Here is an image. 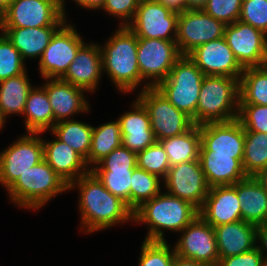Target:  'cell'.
Segmentation results:
<instances>
[{"label":"cell","instance_id":"obj_10","mask_svg":"<svg viewBox=\"0 0 267 266\" xmlns=\"http://www.w3.org/2000/svg\"><path fill=\"white\" fill-rule=\"evenodd\" d=\"M74 24L67 21L54 33L38 62V71L43 80L62 78L85 43Z\"/></svg>","mask_w":267,"mask_h":266},{"label":"cell","instance_id":"obj_22","mask_svg":"<svg viewBox=\"0 0 267 266\" xmlns=\"http://www.w3.org/2000/svg\"><path fill=\"white\" fill-rule=\"evenodd\" d=\"M199 215L212 227L242 220L236 189L232 185L210 187Z\"/></svg>","mask_w":267,"mask_h":266},{"label":"cell","instance_id":"obj_45","mask_svg":"<svg viewBox=\"0 0 267 266\" xmlns=\"http://www.w3.org/2000/svg\"><path fill=\"white\" fill-rule=\"evenodd\" d=\"M216 266H267L264 256L255 247L249 252L218 260Z\"/></svg>","mask_w":267,"mask_h":266},{"label":"cell","instance_id":"obj_44","mask_svg":"<svg viewBox=\"0 0 267 266\" xmlns=\"http://www.w3.org/2000/svg\"><path fill=\"white\" fill-rule=\"evenodd\" d=\"M140 0H106L102 10L119 18V26H128L136 14Z\"/></svg>","mask_w":267,"mask_h":266},{"label":"cell","instance_id":"obj_23","mask_svg":"<svg viewBox=\"0 0 267 266\" xmlns=\"http://www.w3.org/2000/svg\"><path fill=\"white\" fill-rule=\"evenodd\" d=\"M53 138L50 141L42 138L44 160L69 185L88 173L90 168L78 152L55 135Z\"/></svg>","mask_w":267,"mask_h":266},{"label":"cell","instance_id":"obj_8","mask_svg":"<svg viewBox=\"0 0 267 266\" xmlns=\"http://www.w3.org/2000/svg\"><path fill=\"white\" fill-rule=\"evenodd\" d=\"M41 133L27 132L0 152V185L8 190L28 168L43 157Z\"/></svg>","mask_w":267,"mask_h":266},{"label":"cell","instance_id":"obj_49","mask_svg":"<svg viewBox=\"0 0 267 266\" xmlns=\"http://www.w3.org/2000/svg\"><path fill=\"white\" fill-rule=\"evenodd\" d=\"M173 266H210V265L191 259H185L175 255Z\"/></svg>","mask_w":267,"mask_h":266},{"label":"cell","instance_id":"obj_13","mask_svg":"<svg viewBox=\"0 0 267 266\" xmlns=\"http://www.w3.org/2000/svg\"><path fill=\"white\" fill-rule=\"evenodd\" d=\"M179 14L156 0H140L132 22L127 26L138 38L175 41Z\"/></svg>","mask_w":267,"mask_h":266},{"label":"cell","instance_id":"obj_14","mask_svg":"<svg viewBox=\"0 0 267 266\" xmlns=\"http://www.w3.org/2000/svg\"><path fill=\"white\" fill-rule=\"evenodd\" d=\"M162 183L166 193L191 203L198 210L203 206L210 189L200 160L170 167Z\"/></svg>","mask_w":267,"mask_h":266},{"label":"cell","instance_id":"obj_9","mask_svg":"<svg viewBox=\"0 0 267 266\" xmlns=\"http://www.w3.org/2000/svg\"><path fill=\"white\" fill-rule=\"evenodd\" d=\"M181 56L176 41L138 38V68L141 78L150 87H156L165 80Z\"/></svg>","mask_w":267,"mask_h":266},{"label":"cell","instance_id":"obj_3","mask_svg":"<svg viewBox=\"0 0 267 266\" xmlns=\"http://www.w3.org/2000/svg\"><path fill=\"white\" fill-rule=\"evenodd\" d=\"M198 215L199 210L191 203L161 191L133 211V222L148 226L144 240L164 242V231L178 234Z\"/></svg>","mask_w":267,"mask_h":266},{"label":"cell","instance_id":"obj_26","mask_svg":"<svg viewBox=\"0 0 267 266\" xmlns=\"http://www.w3.org/2000/svg\"><path fill=\"white\" fill-rule=\"evenodd\" d=\"M61 26H46L34 28L4 27L3 34L19 51L23 60L42 57L52 36Z\"/></svg>","mask_w":267,"mask_h":266},{"label":"cell","instance_id":"obj_31","mask_svg":"<svg viewBox=\"0 0 267 266\" xmlns=\"http://www.w3.org/2000/svg\"><path fill=\"white\" fill-rule=\"evenodd\" d=\"M48 132L78 152L88 166L93 125L75 119L62 120L57 122Z\"/></svg>","mask_w":267,"mask_h":266},{"label":"cell","instance_id":"obj_40","mask_svg":"<svg viewBox=\"0 0 267 266\" xmlns=\"http://www.w3.org/2000/svg\"><path fill=\"white\" fill-rule=\"evenodd\" d=\"M237 120L245 131L267 133V105L239 104Z\"/></svg>","mask_w":267,"mask_h":266},{"label":"cell","instance_id":"obj_32","mask_svg":"<svg viewBox=\"0 0 267 266\" xmlns=\"http://www.w3.org/2000/svg\"><path fill=\"white\" fill-rule=\"evenodd\" d=\"M119 120L93 126L91 148L88 154V167L93 168L100 160L122 145ZM91 166V167H90Z\"/></svg>","mask_w":267,"mask_h":266},{"label":"cell","instance_id":"obj_34","mask_svg":"<svg viewBox=\"0 0 267 266\" xmlns=\"http://www.w3.org/2000/svg\"><path fill=\"white\" fill-rule=\"evenodd\" d=\"M242 166L247 176H255L267 166V133L245 131Z\"/></svg>","mask_w":267,"mask_h":266},{"label":"cell","instance_id":"obj_39","mask_svg":"<svg viewBox=\"0 0 267 266\" xmlns=\"http://www.w3.org/2000/svg\"><path fill=\"white\" fill-rule=\"evenodd\" d=\"M19 51L4 34H0V82L27 71Z\"/></svg>","mask_w":267,"mask_h":266},{"label":"cell","instance_id":"obj_18","mask_svg":"<svg viewBox=\"0 0 267 266\" xmlns=\"http://www.w3.org/2000/svg\"><path fill=\"white\" fill-rule=\"evenodd\" d=\"M188 56L205 76H227L240 80L244 70L225 37L202 44Z\"/></svg>","mask_w":267,"mask_h":266},{"label":"cell","instance_id":"obj_2","mask_svg":"<svg viewBox=\"0 0 267 266\" xmlns=\"http://www.w3.org/2000/svg\"><path fill=\"white\" fill-rule=\"evenodd\" d=\"M105 41L102 54V73H106L120 93L136 91L150 86L141 78L137 61L138 37L127 27L119 26Z\"/></svg>","mask_w":267,"mask_h":266},{"label":"cell","instance_id":"obj_5","mask_svg":"<svg viewBox=\"0 0 267 266\" xmlns=\"http://www.w3.org/2000/svg\"><path fill=\"white\" fill-rule=\"evenodd\" d=\"M239 80L227 76H205L196 108V125L237 119Z\"/></svg>","mask_w":267,"mask_h":266},{"label":"cell","instance_id":"obj_30","mask_svg":"<svg viewBox=\"0 0 267 266\" xmlns=\"http://www.w3.org/2000/svg\"><path fill=\"white\" fill-rule=\"evenodd\" d=\"M169 160L170 167L199 160V149L201 145L200 127L194 125L187 132L159 141Z\"/></svg>","mask_w":267,"mask_h":266},{"label":"cell","instance_id":"obj_1","mask_svg":"<svg viewBox=\"0 0 267 266\" xmlns=\"http://www.w3.org/2000/svg\"><path fill=\"white\" fill-rule=\"evenodd\" d=\"M77 188L80 230L95 233L114 225L133 222V211L119 197L108 191L90 170L68 185V191Z\"/></svg>","mask_w":267,"mask_h":266},{"label":"cell","instance_id":"obj_48","mask_svg":"<svg viewBox=\"0 0 267 266\" xmlns=\"http://www.w3.org/2000/svg\"><path fill=\"white\" fill-rule=\"evenodd\" d=\"M163 4L167 9L175 13H182L187 10L185 0H156Z\"/></svg>","mask_w":267,"mask_h":266},{"label":"cell","instance_id":"obj_29","mask_svg":"<svg viewBox=\"0 0 267 266\" xmlns=\"http://www.w3.org/2000/svg\"><path fill=\"white\" fill-rule=\"evenodd\" d=\"M27 72L0 82V110L5 121L9 116H21L24 112L29 92L34 87Z\"/></svg>","mask_w":267,"mask_h":266},{"label":"cell","instance_id":"obj_28","mask_svg":"<svg viewBox=\"0 0 267 266\" xmlns=\"http://www.w3.org/2000/svg\"><path fill=\"white\" fill-rule=\"evenodd\" d=\"M22 116L25 118L23 122L26 132L44 134L53 128L52 106L46 90L41 85H36L29 92Z\"/></svg>","mask_w":267,"mask_h":266},{"label":"cell","instance_id":"obj_54","mask_svg":"<svg viewBox=\"0 0 267 266\" xmlns=\"http://www.w3.org/2000/svg\"><path fill=\"white\" fill-rule=\"evenodd\" d=\"M5 124H6V121L5 119L3 118V115L1 114V110H0V132H1V129L3 127H5Z\"/></svg>","mask_w":267,"mask_h":266},{"label":"cell","instance_id":"obj_11","mask_svg":"<svg viewBox=\"0 0 267 266\" xmlns=\"http://www.w3.org/2000/svg\"><path fill=\"white\" fill-rule=\"evenodd\" d=\"M4 27L62 26L67 20L62 0H14L3 13Z\"/></svg>","mask_w":267,"mask_h":266},{"label":"cell","instance_id":"obj_51","mask_svg":"<svg viewBox=\"0 0 267 266\" xmlns=\"http://www.w3.org/2000/svg\"><path fill=\"white\" fill-rule=\"evenodd\" d=\"M267 192V166L254 176Z\"/></svg>","mask_w":267,"mask_h":266},{"label":"cell","instance_id":"obj_7","mask_svg":"<svg viewBox=\"0 0 267 266\" xmlns=\"http://www.w3.org/2000/svg\"><path fill=\"white\" fill-rule=\"evenodd\" d=\"M137 98L147 109L157 141L181 135L195 124L190 116L178 110L155 87L138 92Z\"/></svg>","mask_w":267,"mask_h":266},{"label":"cell","instance_id":"obj_24","mask_svg":"<svg viewBox=\"0 0 267 266\" xmlns=\"http://www.w3.org/2000/svg\"><path fill=\"white\" fill-rule=\"evenodd\" d=\"M219 259L249 252L256 247L257 226L240 220L214 227Z\"/></svg>","mask_w":267,"mask_h":266},{"label":"cell","instance_id":"obj_17","mask_svg":"<svg viewBox=\"0 0 267 266\" xmlns=\"http://www.w3.org/2000/svg\"><path fill=\"white\" fill-rule=\"evenodd\" d=\"M199 154L234 155L241 163L244 155L245 130L236 119L199 125Z\"/></svg>","mask_w":267,"mask_h":266},{"label":"cell","instance_id":"obj_43","mask_svg":"<svg viewBox=\"0 0 267 266\" xmlns=\"http://www.w3.org/2000/svg\"><path fill=\"white\" fill-rule=\"evenodd\" d=\"M239 20L267 35V0H243Z\"/></svg>","mask_w":267,"mask_h":266},{"label":"cell","instance_id":"obj_19","mask_svg":"<svg viewBox=\"0 0 267 266\" xmlns=\"http://www.w3.org/2000/svg\"><path fill=\"white\" fill-rule=\"evenodd\" d=\"M45 80L41 86L46 90L52 106L54 125L62 120L74 119L73 116L78 113L91 111L85 96V93H88L86 90L63 81L61 78H46Z\"/></svg>","mask_w":267,"mask_h":266},{"label":"cell","instance_id":"obj_25","mask_svg":"<svg viewBox=\"0 0 267 266\" xmlns=\"http://www.w3.org/2000/svg\"><path fill=\"white\" fill-rule=\"evenodd\" d=\"M241 206V218L256 226L267 222V192L254 176H247L232 185Z\"/></svg>","mask_w":267,"mask_h":266},{"label":"cell","instance_id":"obj_35","mask_svg":"<svg viewBox=\"0 0 267 266\" xmlns=\"http://www.w3.org/2000/svg\"><path fill=\"white\" fill-rule=\"evenodd\" d=\"M131 179L130 209L132 211L163 191L161 190L162 179L138 167L133 170Z\"/></svg>","mask_w":267,"mask_h":266},{"label":"cell","instance_id":"obj_41","mask_svg":"<svg viewBox=\"0 0 267 266\" xmlns=\"http://www.w3.org/2000/svg\"><path fill=\"white\" fill-rule=\"evenodd\" d=\"M136 167L137 154L121 145L90 170H134Z\"/></svg>","mask_w":267,"mask_h":266},{"label":"cell","instance_id":"obj_12","mask_svg":"<svg viewBox=\"0 0 267 266\" xmlns=\"http://www.w3.org/2000/svg\"><path fill=\"white\" fill-rule=\"evenodd\" d=\"M226 24L203 10H185L179 14L176 45L182 55H189L204 43L224 37Z\"/></svg>","mask_w":267,"mask_h":266},{"label":"cell","instance_id":"obj_16","mask_svg":"<svg viewBox=\"0 0 267 266\" xmlns=\"http://www.w3.org/2000/svg\"><path fill=\"white\" fill-rule=\"evenodd\" d=\"M179 234L173 245L177 256L216 266L219 253L214 227L198 215Z\"/></svg>","mask_w":267,"mask_h":266},{"label":"cell","instance_id":"obj_33","mask_svg":"<svg viewBox=\"0 0 267 266\" xmlns=\"http://www.w3.org/2000/svg\"><path fill=\"white\" fill-rule=\"evenodd\" d=\"M239 104L267 105V64L244 68L239 80Z\"/></svg>","mask_w":267,"mask_h":266},{"label":"cell","instance_id":"obj_53","mask_svg":"<svg viewBox=\"0 0 267 266\" xmlns=\"http://www.w3.org/2000/svg\"><path fill=\"white\" fill-rule=\"evenodd\" d=\"M4 31V16L3 12L0 10V34H3Z\"/></svg>","mask_w":267,"mask_h":266},{"label":"cell","instance_id":"obj_20","mask_svg":"<svg viewBox=\"0 0 267 266\" xmlns=\"http://www.w3.org/2000/svg\"><path fill=\"white\" fill-rule=\"evenodd\" d=\"M102 77L100 43L85 42L79 48L67 72L61 79L74 86L83 88L88 93H94L95 90L97 91Z\"/></svg>","mask_w":267,"mask_h":266},{"label":"cell","instance_id":"obj_36","mask_svg":"<svg viewBox=\"0 0 267 266\" xmlns=\"http://www.w3.org/2000/svg\"><path fill=\"white\" fill-rule=\"evenodd\" d=\"M138 266H173L175 249L167 241H146L141 243Z\"/></svg>","mask_w":267,"mask_h":266},{"label":"cell","instance_id":"obj_6","mask_svg":"<svg viewBox=\"0 0 267 266\" xmlns=\"http://www.w3.org/2000/svg\"><path fill=\"white\" fill-rule=\"evenodd\" d=\"M205 75L188 56L182 55L168 77L155 88L178 110L185 112L196 125V108Z\"/></svg>","mask_w":267,"mask_h":266},{"label":"cell","instance_id":"obj_37","mask_svg":"<svg viewBox=\"0 0 267 266\" xmlns=\"http://www.w3.org/2000/svg\"><path fill=\"white\" fill-rule=\"evenodd\" d=\"M137 167L164 180L170 169L167 154L159 141L137 154Z\"/></svg>","mask_w":267,"mask_h":266},{"label":"cell","instance_id":"obj_47","mask_svg":"<svg viewBox=\"0 0 267 266\" xmlns=\"http://www.w3.org/2000/svg\"><path fill=\"white\" fill-rule=\"evenodd\" d=\"M79 7L86 10H101L106 2V0H73ZM65 0H62V10L64 16L67 18V13L65 9Z\"/></svg>","mask_w":267,"mask_h":266},{"label":"cell","instance_id":"obj_50","mask_svg":"<svg viewBox=\"0 0 267 266\" xmlns=\"http://www.w3.org/2000/svg\"><path fill=\"white\" fill-rule=\"evenodd\" d=\"M208 0H185L187 9L189 10H202Z\"/></svg>","mask_w":267,"mask_h":266},{"label":"cell","instance_id":"obj_42","mask_svg":"<svg viewBox=\"0 0 267 266\" xmlns=\"http://www.w3.org/2000/svg\"><path fill=\"white\" fill-rule=\"evenodd\" d=\"M243 0H208L204 12L226 25L239 20Z\"/></svg>","mask_w":267,"mask_h":266},{"label":"cell","instance_id":"obj_21","mask_svg":"<svg viewBox=\"0 0 267 266\" xmlns=\"http://www.w3.org/2000/svg\"><path fill=\"white\" fill-rule=\"evenodd\" d=\"M132 103L130 106L132 109L122 113L118 120L122 145L138 154L157 140L151 128L147 109L137 98Z\"/></svg>","mask_w":267,"mask_h":266},{"label":"cell","instance_id":"obj_46","mask_svg":"<svg viewBox=\"0 0 267 266\" xmlns=\"http://www.w3.org/2000/svg\"><path fill=\"white\" fill-rule=\"evenodd\" d=\"M256 247L259 249L260 253L264 256L267 265V222L257 226Z\"/></svg>","mask_w":267,"mask_h":266},{"label":"cell","instance_id":"obj_52","mask_svg":"<svg viewBox=\"0 0 267 266\" xmlns=\"http://www.w3.org/2000/svg\"><path fill=\"white\" fill-rule=\"evenodd\" d=\"M14 0H0V10L4 13Z\"/></svg>","mask_w":267,"mask_h":266},{"label":"cell","instance_id":"obj_27","mask_svg":"<svg viewBox=\"0 0 267 266\" xmlns=\"http://www.w3.org/2000/svg\"><path fill=\"white\" fill-rule=\"evenodd\" d=\"M199 160L210 187L234 185L247 177L234 155L199 154Z\"/></svg>","mask_w":267,"mask_h":266},{"label":"cell","instance_id":"obj_4","mask_svg":"<svg viewBox=\"0 0 267 266\" xmlns=\"http://www.w3.org/2000/svg\"><path fill=\"white\" fill-rule=\"evenodd\" d=\"M68 191L65 181L43 159L28 168L7 190L10 202L19 208L40 210L58 194Z\"/></svg>","mask_w":267,"mask_h":266},{"label":"cell","instance_id":"obj_38","mask_svg":"<svg viewBox=\"0 0 267 266\" xmlns=\"http://www.w3.org/2000/svg\"><path fill=\"white\" fill-rule=\"evenodd\" d=\"M103 186L130 208V185L133 170H91Z\"/></svg>","mask_w":267,"mask_h":266},{"label":"cell","instance_id":"obj_15","mask_svg":"<svg viewBox=\"0 0 267 266\" xmlns=\"http://www.w3.org/2000/svg\"><path fill=\"white\" fill-rule=\"evenodd\" d=\"M225 40L243 68L267 64V35L240 20L226 25Z\"/></svg>","mask_w":267,"mask_h":266}]
</instances>
